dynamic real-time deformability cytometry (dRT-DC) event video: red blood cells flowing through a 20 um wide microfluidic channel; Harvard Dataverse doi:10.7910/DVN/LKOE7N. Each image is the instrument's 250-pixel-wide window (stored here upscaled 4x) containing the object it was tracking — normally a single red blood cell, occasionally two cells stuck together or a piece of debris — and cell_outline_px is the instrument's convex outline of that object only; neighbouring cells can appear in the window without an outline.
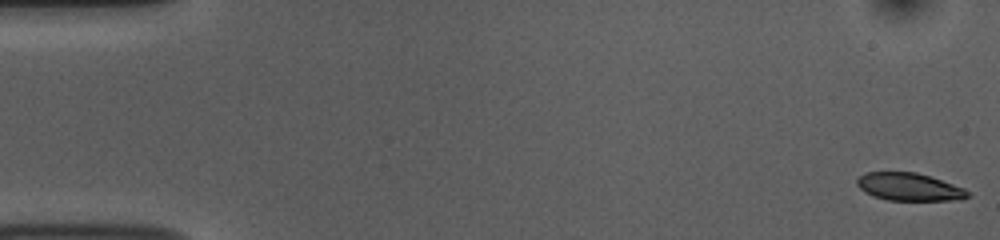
{"species": "common noctule bat (a hibernating species)", "species_latin": "Nyctalus noctula", "temperature_condition": "room temperature", "stored_images_in_passage": 53, "camera_frame_rate_fps": 3000, "um_per_image_px": 0.085, "animal": {"sex": "female", "body_mass_g": 10.0, "forearm_length_mm": 53.1}, "frame": {"image": 1, "passage_image": 1, "time_ms": 0.0, "image_size_px": [1000, 240], "cell_outline_px": [[972, 196], [960, 200], [888, 200], [872, 196], [864, 192], [856, 184], [856, 180], [864, 172], [916, 172], [964, 188]], "centroid_in_image_um": [77.26, 15.89], "position_along_channel_um": 7.7, "area_um2": 17.86}}
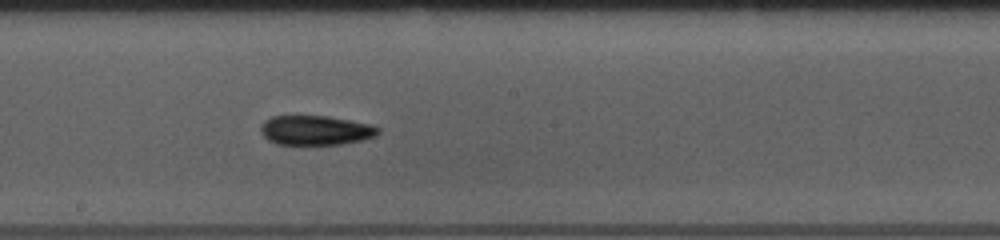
{"frame": {"image": 2, "passage_image": 29, "time_ms": 9.333, "image_size_px": [1000, 240], "cell_outline_px": [[380, 132], [376, 136], [360, 140], [340, 144], [276, 144], [268, 140], [260, 132], [260, 124], [264, 120], [272, 116], [328, 116], [372, 124], [380, 128]], "centroid_in_image_um": [26.81, 11.06], "position_along_channel_um": 221.4, "area_um2": 20.29}}
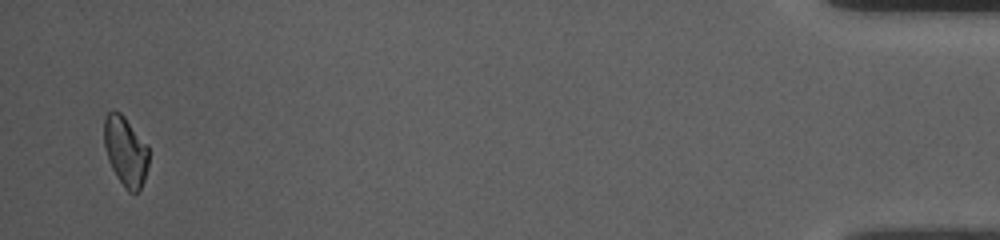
{"frame": {"image": 3, "passage_image": 52, "time_ms": 17.0, "image_size_px": [1000, 240], "cell_outline_px": [[148, 168], [140, 192], [128, 192], [124, 188], [116, 176], [108, 160], [104, 144], [104, 120], [108, 112], [120, 112], [124, 116], [148, 144]], "centroid_in_image_um": [10.69, 12.88], "position_along_channel_um": 424.5, "area_um2": 18.26}, "authors_computed_cell_mechanics": {"area_um2": 19.3052, "velocity_mm_per_s": 3.7402, "shape_relaxation_time_tau1_ms": 3.9428, "shape_relaxation_time_tau2_ms": 6.9198, "deformation_change_tau1": 0.1134, "deformation_change_tau2": 0.1189}}